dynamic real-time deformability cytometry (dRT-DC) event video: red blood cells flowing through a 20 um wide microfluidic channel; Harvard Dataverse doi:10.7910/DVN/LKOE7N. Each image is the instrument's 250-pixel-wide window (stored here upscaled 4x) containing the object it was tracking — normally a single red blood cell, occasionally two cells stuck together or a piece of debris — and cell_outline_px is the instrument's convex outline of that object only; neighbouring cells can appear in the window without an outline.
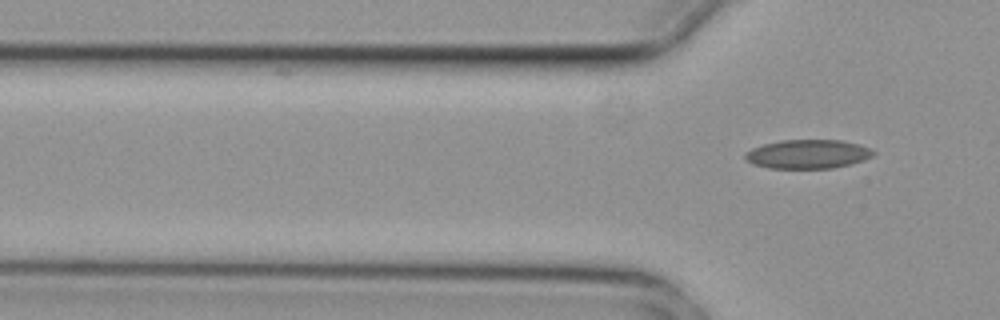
{"species": "common noctule bat (a hibernating species)", "species_latin": "Nyctalus noctula", "temperature_condition": "cold", "stored_images_in_passage": 5, "segment_of_instrument_passage": [2, 2], "camera_frame_rate_fps": 3000, "um_per_image_px": 0.085, "animal": {"sex": "female", "body_mass_g": 29.2, "forearm_length_mm": 56.3}, "frame": {"image": 1, "passage_image": 5, "time_ms": 1.333, "image_size_px": [1000, 320], "cell_outline_px": [[876, 152], [872, 156], [864, 160], [832, 168], [768, 168], [752, 164], [744, 160], [744, 152], [752, 148], [764, 144], [780, 140], [840, 140], [860, 144]], "centroid_in_image_um": [68.61, 13.09], "position_along_channel_um": 57.2, "area_um2": 21.68}}